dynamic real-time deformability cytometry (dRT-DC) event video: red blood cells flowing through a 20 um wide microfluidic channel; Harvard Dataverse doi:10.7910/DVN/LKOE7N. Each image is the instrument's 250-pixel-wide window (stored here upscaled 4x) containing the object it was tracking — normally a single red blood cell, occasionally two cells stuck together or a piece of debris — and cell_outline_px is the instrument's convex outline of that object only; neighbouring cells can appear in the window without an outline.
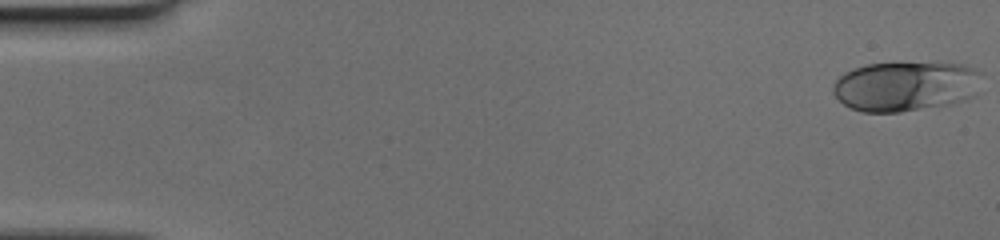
{"species": "human", "species_latin": "Homo sapiens", "temperature_condition": "cold", "stored_images_in_passage": 51, "camera_frame_rate_fps": 3000, "um_per_image_px": 0.085, "donor": {"sex": "female"}, "frame": {"image": 1, "passage_image": 1, "time_ms": 0.0, "image_size_px": [1000, 240], "cell_outline_px": [[980, 72], [976, 96], [968, 100], [952, 104], [900, 112], [860, 112], [844, 104], [832, 92], [832, 88], [836, 80], [844, 72], [852, 68], [868, 64], [964, 64]], "centroid_in_image_um": [76.97, 7.36], "position_along_channel_um": 8.0, "area_um2": 43.06}}
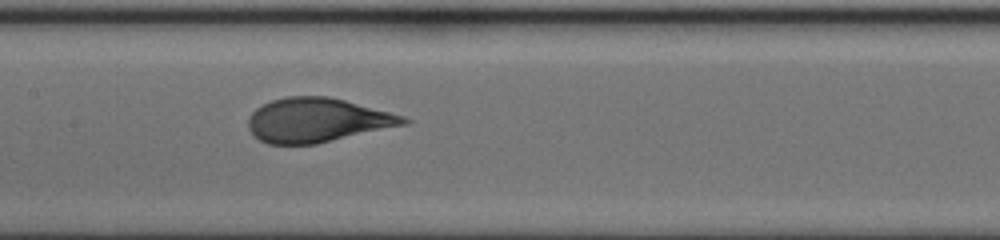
{"frame": {"image": 2, "passage_image": 26, "time_ms": 8.333, "image_size_px": [1000, 240], "cell_outline_px": [[412, 120], [408, 124], [316, 144], [268, 144], [260, 140], [248, 128], [248, 116], [256, 108], [272, 100], [288, 96], [328, 96], [344, 100], [404, 116]], "centroid_in_image_um": [26.96, 10.21], "position_along_channel_um": 180.4, "area_um2": 39.82}}
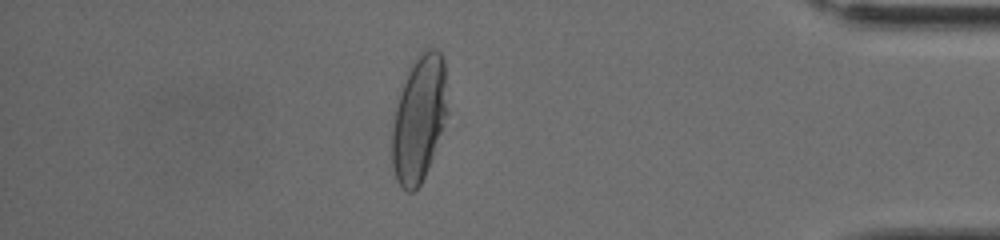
{"frame": {"image": 3, "passage_image": 45, "time_ms": 14.667, "image_size_px": [1000, 240], "cell_outline_px": [[448, 112], [432, 156], [424, 176], [420, 184], [412, 192], [408, 192], [396, 180], [392, 168], [392, 128], [396, 100], [400, 84], [408, 68], [420, 52], [424, 48], [436, 48], [440, 52], [444, 60]], "centroid_in_image_um": [35.59, 10.0], "position_along_channel_um": 399.6, "area_um2": 41.15}}